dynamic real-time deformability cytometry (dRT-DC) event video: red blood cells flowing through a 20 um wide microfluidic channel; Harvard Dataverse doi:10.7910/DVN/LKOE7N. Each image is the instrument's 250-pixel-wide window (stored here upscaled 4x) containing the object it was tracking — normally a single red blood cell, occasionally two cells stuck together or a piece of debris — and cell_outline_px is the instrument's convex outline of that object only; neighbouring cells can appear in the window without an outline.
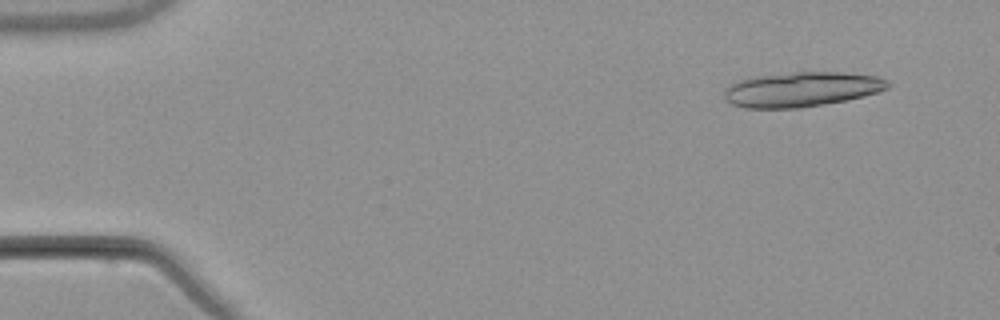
{"species": "common noctule bat (a hibernating species)", "species_latin": "Nyctalus noctula", "temperature_condition": "warm", "stored_images_in_passage": 4, "camera_frame_rate_fps": 3000, "um_per_image_px": 0.085, "animal": {"sex": "male", "body_mass_g": 21.5, "forearm_length_mm": 52.0}, "frame": {"image": 1, "passage_image": 1, "time_ms": 0.0, "image_size_px": [1000, 320], "cell_outline_px": [[892, 84], [888, 88], [876, 92], [844, 100], [800, 108], [744, 108], [732, 104], [724, 100], [724, 88], [740, 80], [756, 76], [792, 72], [840, 72], [876, 76], [888, 80]], "centroid_in_image_um": [68.1, 7.59], "position_along_channel_um": 16.9, "area_um2": 33.0}}